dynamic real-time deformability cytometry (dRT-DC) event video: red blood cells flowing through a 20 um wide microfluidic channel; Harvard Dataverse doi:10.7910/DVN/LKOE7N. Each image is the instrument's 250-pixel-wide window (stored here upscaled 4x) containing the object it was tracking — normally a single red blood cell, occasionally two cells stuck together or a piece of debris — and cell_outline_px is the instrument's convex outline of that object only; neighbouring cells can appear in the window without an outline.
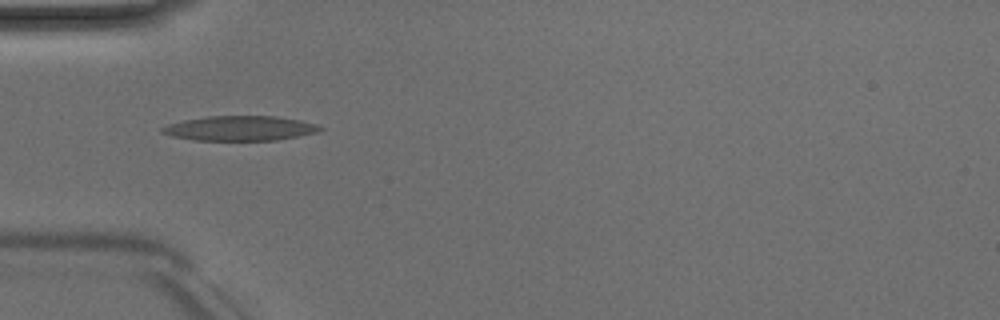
{"species": "Egyptian fruit bat (a non-hibernating species)", "species_latin": "Rousettus aegyptiacus", "temperature_condition": "room temperature", "stored_images_in_passage": 2, "camera_frame_rate_fps": 3000, "um_per_image_px": 0.085, "animal": {"sex": "male"}, "frame": {"image": 1, "passage_image": 1, "time_ms": 0.0, "image_size_px": [1000, 320], "cell_outline_px": [[324, 128], [316, 132], [276, 140], [192, 140], [172, 136], [160, 132], [160, 128], [168, 124], [184, 120], [208, 116], [276, 116], [300, 120], [316, 124]], "centroid_in_image_um": [20.36, 10.9], "position_along_channel_um": 64.6, "area_um2": 22.66}}